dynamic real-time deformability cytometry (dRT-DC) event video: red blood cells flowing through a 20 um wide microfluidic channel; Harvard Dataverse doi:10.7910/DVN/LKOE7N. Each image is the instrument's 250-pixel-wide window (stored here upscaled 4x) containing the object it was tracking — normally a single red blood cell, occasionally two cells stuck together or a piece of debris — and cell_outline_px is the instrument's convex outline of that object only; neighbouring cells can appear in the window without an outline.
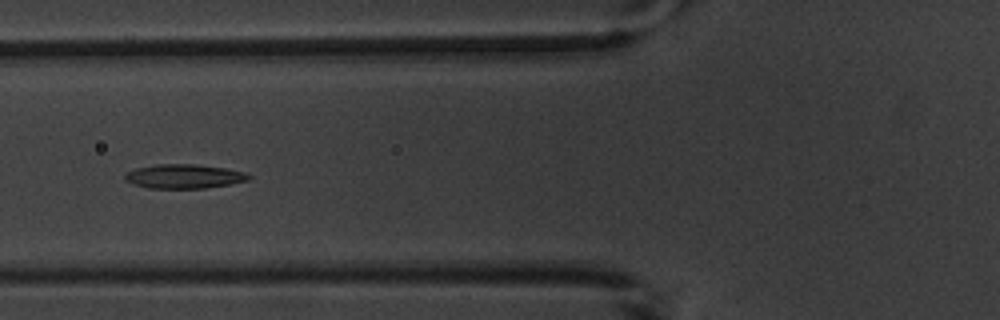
{"species": "common noctule bat (a hibernating species)", "species_latin": "Nyctalus noctula", "temperature_condition": "warm", "stored_images_in_passage": 6, "camera_frame_rate_fps": 3000, "um_per_image_px": 0.085, "animal": {"sex": "male", "body_mass_g": 20.1, "forearm_length_mm": 53.5}, "frame": {"image": 1, "passage_image": 5, "time_ms": 5.333, "image_size_px": [1000, 320], "cell_outline_px": [[252, 176], [248, 180], [228, 184], [204, 188], [148, 188], [132, 184], [124, 180], [124, 176], [128, 172], [136, 168], [156, 164], [196, 164], [224, 168], [244, 172]], "centroid_in_image_um": [15.6, 14.99], "position_along_channel_um": 110.2, "area_um2": 17.34}}
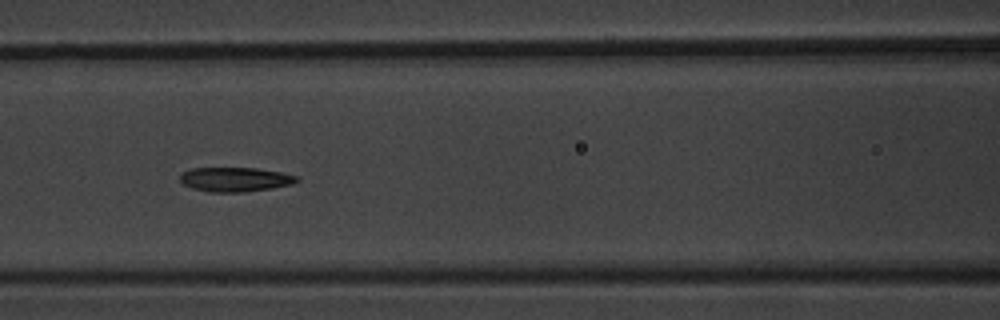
{"frame": {"image": 2, "passage_image": 6, "time_ms": 6.333, "image_size_px": [1000, 320], "cell_outline_px": [[300, 180], [292, 184], [272, 188], [244, 192], [208, 192], [192, 188], [184, 184], [180, 180], [180, 176], [184, 172], [192, 168], [256, 168], [280, 172], [300, 176]], "centroid_in_image_um": [20.02, 15.25], "position_along_channel_um": 146.6, "area_um2": 16.59}}